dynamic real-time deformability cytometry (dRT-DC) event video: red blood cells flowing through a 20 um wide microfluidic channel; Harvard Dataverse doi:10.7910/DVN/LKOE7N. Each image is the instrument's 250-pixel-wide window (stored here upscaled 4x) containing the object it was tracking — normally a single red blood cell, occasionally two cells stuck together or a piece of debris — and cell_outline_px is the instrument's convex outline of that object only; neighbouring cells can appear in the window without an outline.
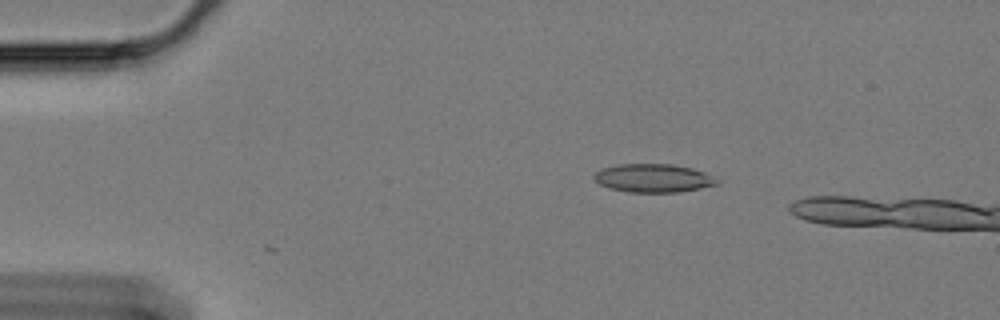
{"species": "Egyptian fruit bat (a non-hibernating species)", "species_latin": "Rousettus aegyptiacus", "temperature_condition": "cold", "stored_images_in_passage": 10, "camera_frame_rate_fps": 3000, "um_per_image_px": 0.085, "animal": {"sex": "female"}, "frame": {"image": 1, "passage_image": 10, "time_ms": 3.0, "image_size_px": [1000, 320], "cell_outline_px": [[720, 184], [680, 192], [628, 192], [608, 188], [600, 184], [592, 176], [600, 168], [616, 164], [672, 164], [692, 168], [704, 172], [712, 176]], "centroid_in_image_um": [55.5, 15.14], "position_along_channel_um": 29.5, "area_um2": 20.4}}